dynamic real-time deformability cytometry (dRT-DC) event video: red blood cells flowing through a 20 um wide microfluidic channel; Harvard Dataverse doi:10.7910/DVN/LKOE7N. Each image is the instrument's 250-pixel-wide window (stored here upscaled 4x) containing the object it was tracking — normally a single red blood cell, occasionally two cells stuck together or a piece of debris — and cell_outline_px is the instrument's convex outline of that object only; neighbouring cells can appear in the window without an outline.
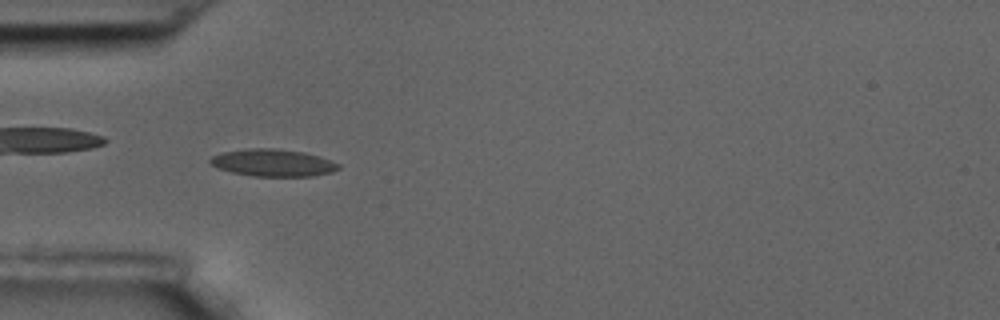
{"species": "common noctule bat (a hibernating species)", "species_latin": "Nyctalus noctula", "temperature_condition": "room temperature", "stored_images_in_passage": 3, "camera_frame_rate_fps": 3000, "um_per_image_px": 0.085, "animal": {"sex": "male", "body_mass_g": 17.5, "forearm_length_mm": 52.3}, "frame": {"image": 1, "passage_image": 2, "time_ms": 0.333, "image_size_px": [1000, 320], "cell_outline_px": [[340, 168], [332, 172], [312, 176], [252, 176], [232, 172], [220, 168], [212, 164], [208, 160], [212, 156], [224, 152], [248, 148], [276, 148], [304, 152], [340, 164]], "centroid_in_image_um": [23.2, 13.83], "position_along_channel_um": 61.8, "area_um2": 20.11}}